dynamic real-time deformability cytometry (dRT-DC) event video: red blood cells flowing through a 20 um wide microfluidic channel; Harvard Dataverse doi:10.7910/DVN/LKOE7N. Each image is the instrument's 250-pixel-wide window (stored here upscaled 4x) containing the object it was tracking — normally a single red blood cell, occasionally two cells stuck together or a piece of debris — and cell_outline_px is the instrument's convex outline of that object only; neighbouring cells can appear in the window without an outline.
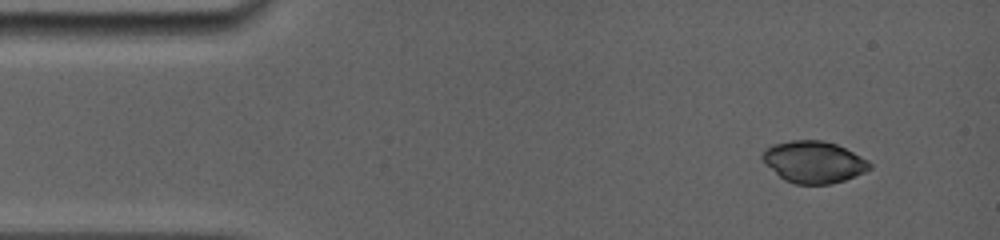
{"species": "common noctule bat (a hibernating species)", "species_latin": "Nyctalus noctula", "temperature_condition": "room temperature", "stored_images_in_passage": 24, "camera_frame_rate_fps": 5000, "um_per_image_px": 0.085, "animal": {"sex": "female", "body_mass_g": 19.0, "forearm_length_mm": 56.7}, "frame": {"image": 1, "passage_image": 2, "time_ms": 0.6, "image_size_px": [1000, 240], "cell_outline_px": [[872, 168], [864, 172], [844, 180], [832, 184], [796, 184], [784, 180], [760, 156], [760, 152], [764, 148], [772, 144], [792, 140], [824, 140], [836, 144], [868, 160], [872, 164]], "centroid_in_image_um": [69.16, 13.76], "position_along_channel_um": 15.8, "area_um2": 26.01}}
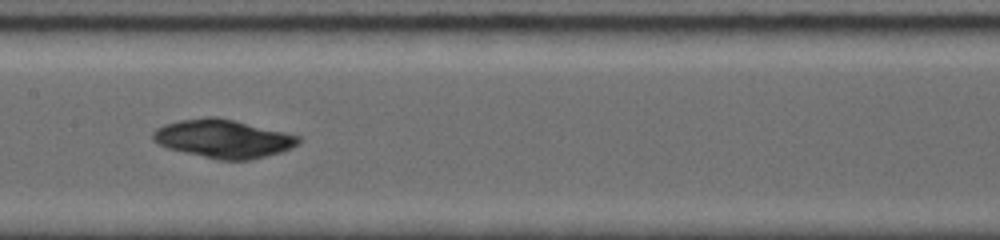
{"frame": {"image": 2, "passage_image": 13, "time_ms": 7.2, "image_size_px": [1000, 240], "cell_outline_px": [[304, 140], [300, 144], [292, 148], [280, 152], [248, 160], [216, 160], [168, 148], [152, 140], [152, 132], [156, 128], [164, 124], [180, 120], [208, 116], [216, 116], [288, 132], [300, 136]], "centroid_in_image_um": [19.02, 11.78], "position_along_channel_um": 188.4, "area_um2": 32.83}}
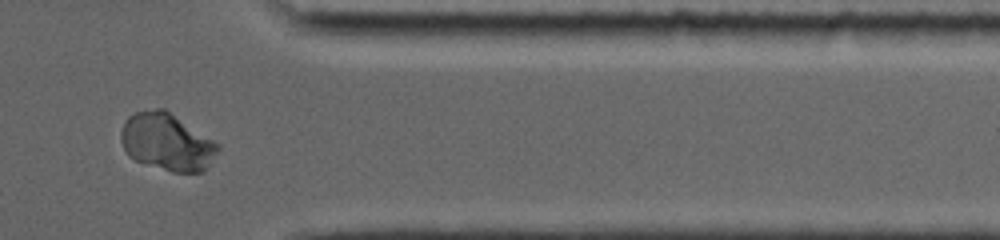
{"frame": {"image": 3, "passage_image": 22, "time_ms": 12.6, "image_size_px": [1000, 240], "cell_outline_px": [[220, 148], [204, 172], [172, 172], [136, 160], [128, 156], [120, 140], [120, 132], [124, 120], [132, 112], [156, 108], [164, 108], [220, 144]], "centroid_in_image_um": [14.17, 12.05], "position_along_channel_um": 397.2, "area_um2": 32.48}}